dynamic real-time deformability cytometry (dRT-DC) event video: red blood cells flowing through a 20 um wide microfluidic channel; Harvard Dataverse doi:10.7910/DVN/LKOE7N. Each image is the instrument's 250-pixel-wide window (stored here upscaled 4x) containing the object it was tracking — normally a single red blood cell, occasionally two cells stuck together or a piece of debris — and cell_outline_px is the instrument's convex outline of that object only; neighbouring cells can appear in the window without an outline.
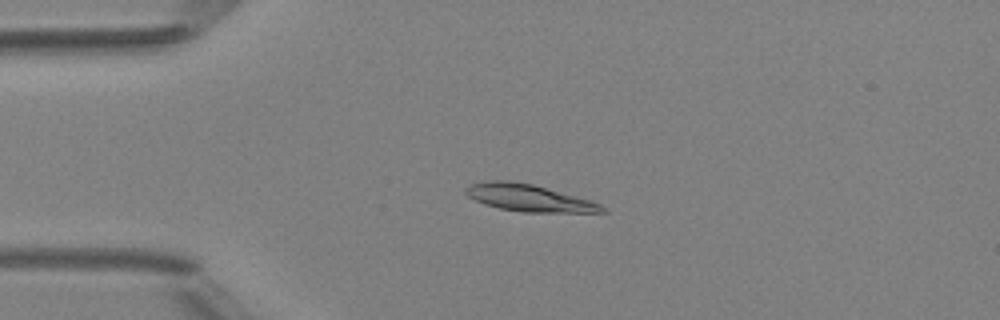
{"species": "Egyptian fruit bat (a non-hibernating species)", "species_latin": "Rousettus aegyptiacus", "temperature_condition": "room temperature", "stored_images_in_passage": 48, "camera_frame_rate_fps": 3000, "um_per_image_px": 0.085, "animal": {"sex": "female"}, "frame": {"image": 1, "passage_image": 11, "time_ms": 3.333, "image_size_px": [1000, 320], "cell_outline_px": [[608, 212], [524, 212], [500, 208], [484, 204], [468, 196], [464, 192], [464, 188], [468, 184], [488, 180], [512, 180], [532, 184], [588, 200], [600, 204]], "centroid_in_image_um": [44.87, 16.81], "position_along_channel_um": 40.1, "area_um2": 21.21}}
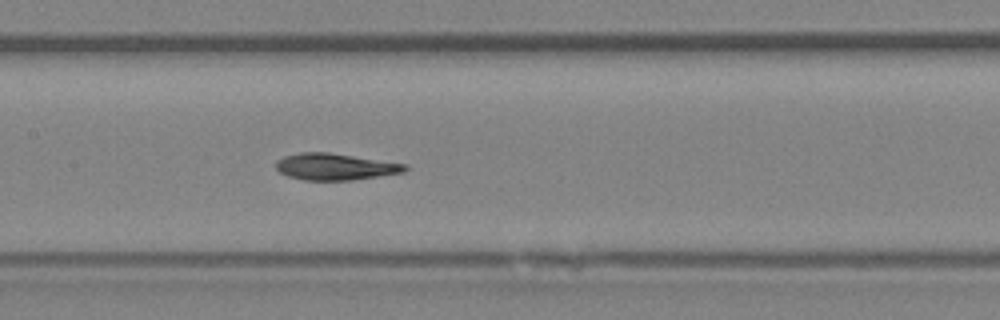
{"frame": {"image": 2, "passage_image": 23, "time_ms": 7.333, "image_size_px": [1000, 320], "cell_outline_px": [[408, 168], [404, 172], [352, 180], [304, 180], [288, 176], [280, 172], [276, 168], [276, 160], [284, 156], [300, 152], [328, 152], [408, 164]], "centroid_in_image_um": [28.48, 14.16], "position_along_channel_um": 178.9, "area_um2": 20.0}}
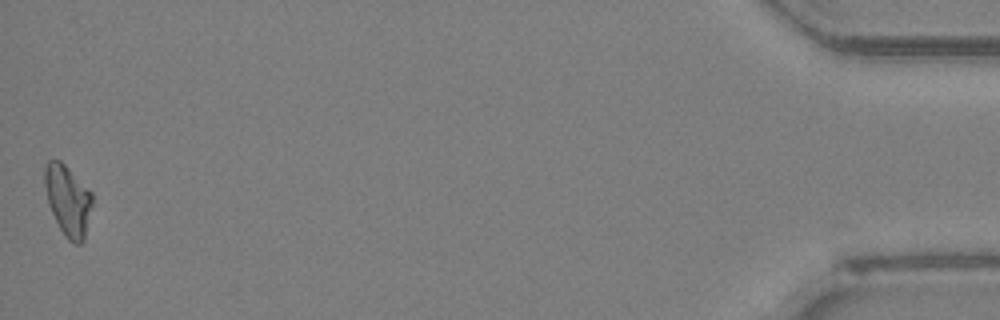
{"frame": {"image": 3, "passage_image": 48, "time_ms": 15.667, "image_size_px": [1000, 320], "cell_outline_px": [[92, 204], [84, 240], [80, 244], [76, 244], [68, 240], [64, 236], [48, 204], [44, 184], [44, 168], [48, 160], [60, 160], [92, 192]], "centroid_in_image_um": [5.76, 17.03], "position_along_channel_um": 429.4, "area_um2": 19.48}, "authors_computed_cell_mechanics": {"area_um2": 20.519, "velocity_mm_per_s": 4.1774, "shape_relaxation_time_tau1_ms": 4.6782, "shape_relaxation_time_tau2_ms": 4.1386, "deformation_change_tau1": 0.1655, "deformation_change_tau2": 0.0817}}